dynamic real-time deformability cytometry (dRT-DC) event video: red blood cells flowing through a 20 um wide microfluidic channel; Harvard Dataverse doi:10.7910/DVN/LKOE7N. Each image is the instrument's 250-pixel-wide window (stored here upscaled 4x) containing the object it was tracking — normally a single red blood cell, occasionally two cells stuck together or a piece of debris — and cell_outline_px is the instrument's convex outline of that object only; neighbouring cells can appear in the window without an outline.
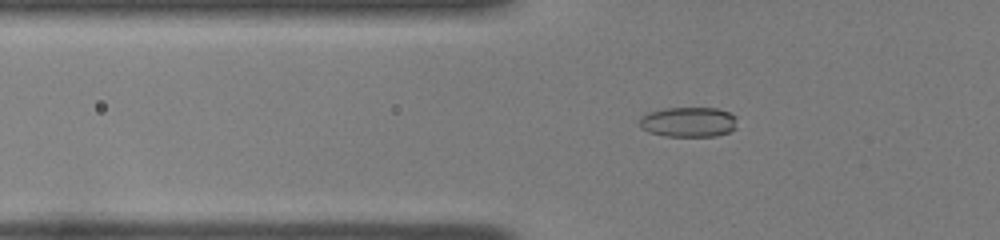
{"species": "common noctule bat (a hibernating species)", "species_latin": "Nyctalus noctula", "temperature_condition": "room temperature", "stored_images_in_passage": 55, "camera_frame_rate_fps": 3000, "um_per_image_px": 0.085, "animal": {"sex": "female", "body_mass_g": 22.0, "forearm_length_mm": 56.7}, "frame": {"image": 1, "passage_image": 22, "time_ms": 7.0, "image_size_px": [1000, 240], "cell_outline_px": [[736, 128], [728, 132], [716, 136], [664, 136], [648, 132], [640, 128], [640, 120], [648, 112], [664, 108], [716, 108], [728, 112], [736, 116]], "centroid_in_image_um": [58.52, 10.37], "position_along_channel_um": 67.3, "area_um2": 17.11}}
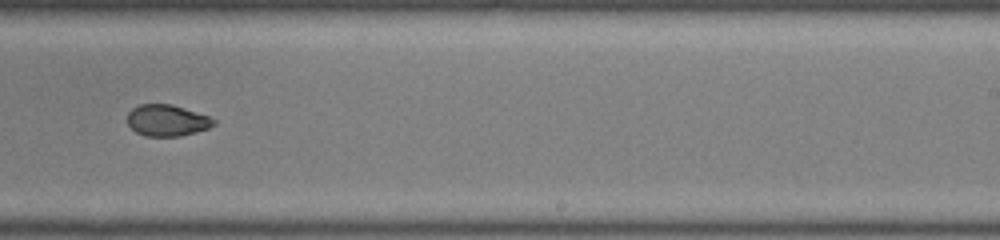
{"frame": {"image": 2, "passage_image": 38, "time_ms": 12.333, "image_size_px": [1000, 240], "cell_outline_px": [[216, 124], [208, 128], [196, 132], [180, 136], [144, 136], [136, 132], [128, 124], [128, 112], [132, 108], [140, 104], [172, 104], [208, 116], [216, 120]], "centroid_in_image_um": [14.19, 10.23], "position_along_channel_um": 274.8, "area_um2": 15.78}}
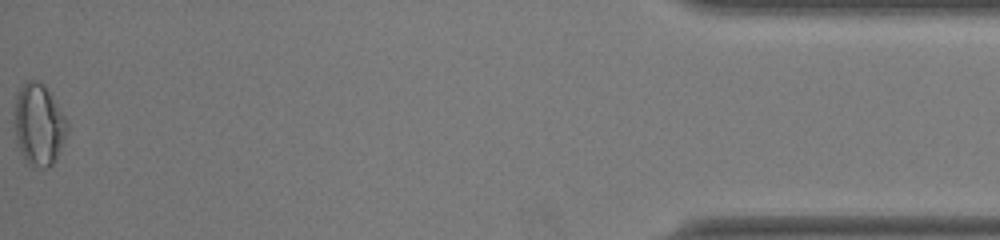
{"frame": {"image": 3, "passage_image": 55, "time_ms": 18.0, "image_size_px": [1000, 240], "cell_outline_px": [[68, 128], [56, 160], [48, 168], [32, 168], [24, 160], [20, 152], [16, 140], [12, 120], [12, 112], [16, 92], [28, 80], [36, 80], [44, 84], [64, 116], [68, 124]], "centroid_in_image_um": [3.23, 10.62], "position_along_channel_um": 432.0, "area_um2": 25.66}, "authors_computed_cell_mechanics": {"area_um2": 17.4556, "velocity_mm_per_s": 4.0239, "shape_relaxation_time_tau1_ms": null, "shape_relaxation_time_tau2_ms": 1.7903, "deformation_change_tau1": null, "deformation_change_tau2": 0.0561}}